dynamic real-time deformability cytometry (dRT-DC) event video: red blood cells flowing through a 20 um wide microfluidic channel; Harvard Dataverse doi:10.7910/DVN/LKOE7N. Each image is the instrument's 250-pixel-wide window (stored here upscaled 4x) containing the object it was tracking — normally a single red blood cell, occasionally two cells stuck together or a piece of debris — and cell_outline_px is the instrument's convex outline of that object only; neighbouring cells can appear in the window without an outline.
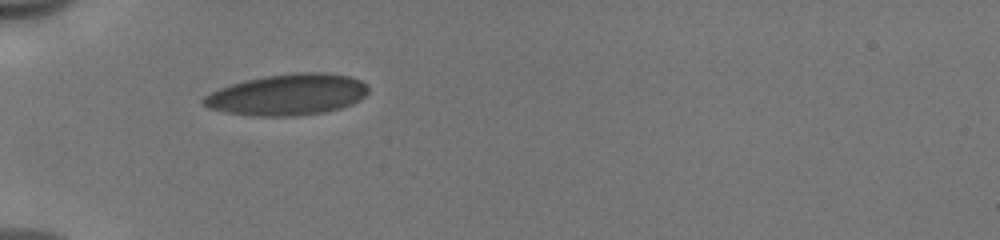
{"species": "human", "species_latin": "Homo sapiens", "temperature_condition": "cold", "stored_images_in_passage": 36, "camera_frame_rate_fps": 3000, "um_per_image_px": 0.085, "donor": {"sex": "male"}, "frame": {"image": 1, "passage_image": 1, "time_ms": 0.0, "image_size_px": [1000, 240], "cell_outline_px": [[368, 92], [360, 100], [352, 104], [340, 108], [324, 112], [296, 116], [252, 116], [224, 112], [208, 108], [200, 100], [204, 96], [220, 88], [244, 80], [264, 76], [296, 72], [324, 72], [348, 76], [360, 80], [368, 84]], "centroid_in_image_um": [24.44, 8.04], "position_along_channel_um": 60.6, "area_um2": 39.77}}
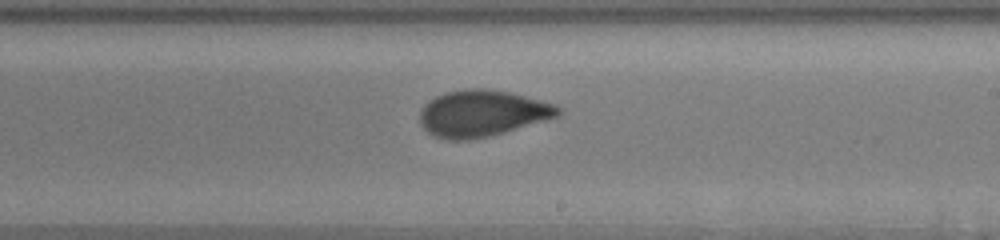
{"frame": {"image": 2, "passage_image": 16, "time_ms": 5.0, "image_size_px": [1000, 240], "cell_outline_px": [[560, 112], [556, 116], [544, 120], [504, 132], [488, 136], [468, 140], [448, 140], [432, 136], [420, 124], [420, 112], [424, 104], [428, 100], [444, 92], [464, 88], [488, 88], [512, 92], [556, 104], [560, 108]], "centroid_in_image_um": [40.94, 9.61], "position_along_channel_um": 248.1, "area_um2": 37.57}}
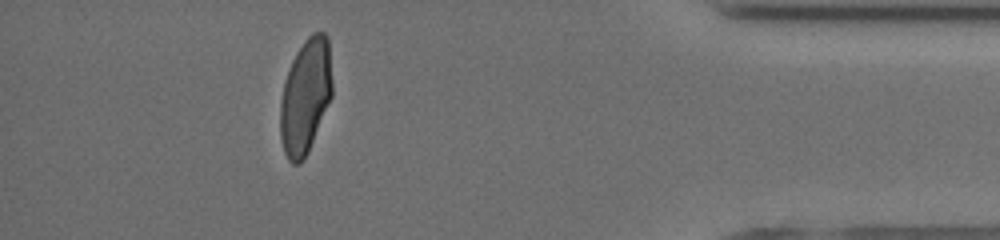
{"frame": {"image": 3, "passage_image": 31, "time_ms": 10.0, "image_size_px": [1000, 240], "cell_outline_px": [[332, 96], [308, 152], [304, 160], [300, 164], [292, 164], [288, 160], [284, 152], [280, 136], [280, 100], [284, 80], [292, 60], [296, 52], [304, 40], [312, 32], [324, 32], [328, 36], [332, 80]], "centroid_in_image_um": [25.96, 8.18], "position_along_channel_um": 409.2, "area_um2": 35.08}, "authors_computed_cell_mechanics": {"area_um2": 36.992, "velocity_mm_per_s": 3.9767, "shape_relaxation_time_tau1_ms": 6.0231, "shape_relaxation_time_tau2_ms": 0.7685, "deformation_change_tau1": 0.1638, "deformation_change_tau2": 0.051}}